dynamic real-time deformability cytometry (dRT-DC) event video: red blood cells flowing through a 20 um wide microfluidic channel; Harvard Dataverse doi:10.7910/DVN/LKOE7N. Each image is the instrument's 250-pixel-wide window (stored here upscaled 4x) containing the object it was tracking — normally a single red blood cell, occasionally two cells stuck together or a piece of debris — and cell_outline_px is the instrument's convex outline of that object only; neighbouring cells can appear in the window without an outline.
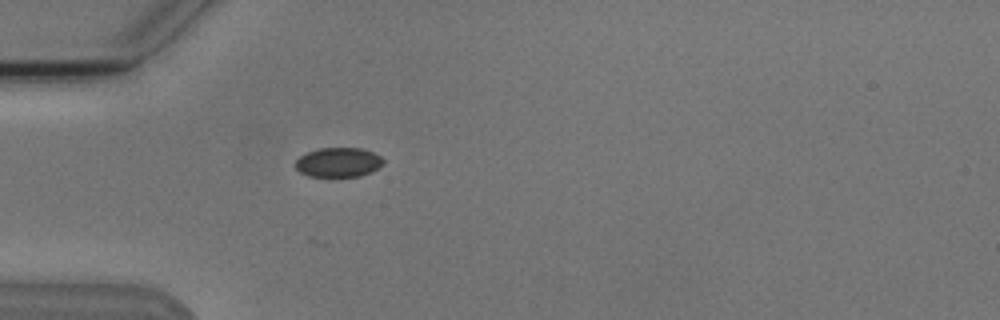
{"species": "Egyptian fruit bat (a non-hibernating species)", "species_latin": "Rousettus aegyptiacus", "temperature_condition": "cold", "stored_images_in_passage": 1, "camera_frame_rate_fps": 3000, "um_per_image_px": 0.085, "animal": {"sex": "male"}, "frame": {"image": 1, "passage_image": 1, "time_ms": 0.0, "image_size_px": [1000, 320], "cell_outline_px": [[384, 164], [372, 172], [360, 176], [308, 176], [300, 172], [292, 164], [300, 156], [308, 152], [320, 148], [360, 148], [372, 152], [380, 156], [384, 160]], "centroid_in_image_um": [28.76, 13.8], "position_along_channel_um": 56.2, "area_um2": 15.14}}